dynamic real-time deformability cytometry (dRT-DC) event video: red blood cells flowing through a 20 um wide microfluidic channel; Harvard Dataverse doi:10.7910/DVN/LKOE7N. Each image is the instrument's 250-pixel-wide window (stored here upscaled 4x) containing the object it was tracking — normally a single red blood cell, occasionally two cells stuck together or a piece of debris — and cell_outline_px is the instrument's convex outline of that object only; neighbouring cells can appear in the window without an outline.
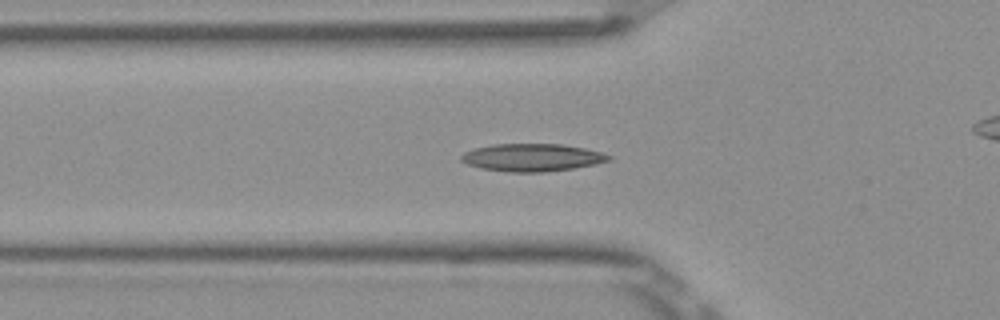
{"species": "Egyptian fruit bat (a non-hibernating species)", "species_latin": "Rousettus aegyptiacus", "temperature_condition": "room temperature", "stored_images_in_passage": 53, "camera_frame_rate_fps": 3000, "um_per_image_px": 0.085, "frame": {"image": 1, "passage_image": 18, "time_ms": 5.667, "image_size_px": [1000, 320], "cell_outline_px": [[612, 160], [596, 164], [572, 168], [544, 172], [508, 172], [480, 168], [468, 164], [460, 160], [460, 156], [464, 152], [472, 148], [492, 144], [560, 144], [584, 148], [600, 152], [612, 156]], "centroid_in_image_um": [45.2, 13.38], "position_along_channel_um": 80.6, "area_um2": 23.81}}
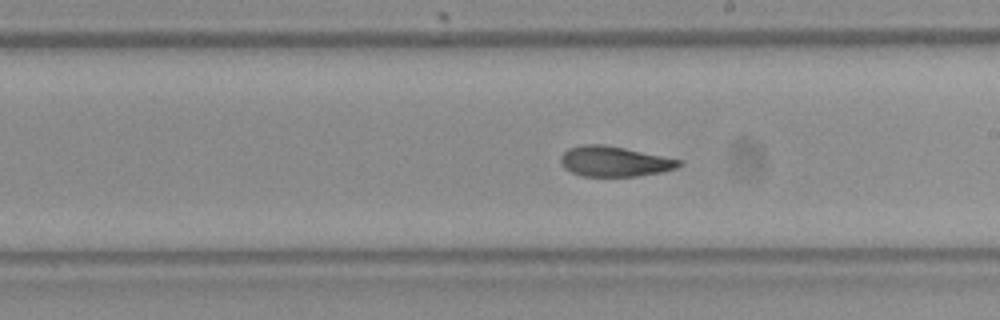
{"frame": {"image": 2, "passage_image": 30, "time_ms": 9.667, "image_size_px": [1000, 320], "cell_outline_px": [[684, 164], [676, 168], [660, 172], [636, 176], [580, 176], [564, 168], [560, 164], [560, 156], [568, 148], [584, 144], [604, 144], [624, 148], [680, 160]], "centroid_in_image_um": [52.17, 13.72], "position_along_channel_um": 236.8, "area_um2": 20.75}}
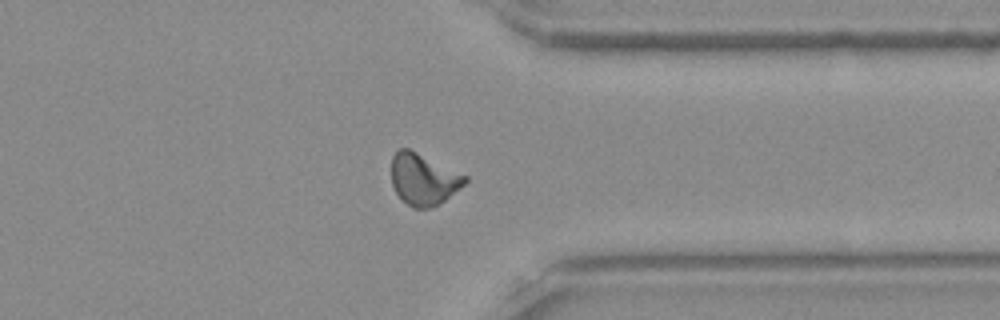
{"frame": {"image": 3, "passage_image": 41, "time_ms": 13.333, "image_size_px": [1000, 320], "cell_outline_px": [[468, 180], [460, 188], [444, 200], [428, 208], [412, 208], [396, 192], [392, 184], [392, 156], [400, 148], [408, 148], [468, 176]], "centroid_in_image_um": [35.99, 15.22], "position_along_channel_um": 375.4, "area_um2": 21.68}}